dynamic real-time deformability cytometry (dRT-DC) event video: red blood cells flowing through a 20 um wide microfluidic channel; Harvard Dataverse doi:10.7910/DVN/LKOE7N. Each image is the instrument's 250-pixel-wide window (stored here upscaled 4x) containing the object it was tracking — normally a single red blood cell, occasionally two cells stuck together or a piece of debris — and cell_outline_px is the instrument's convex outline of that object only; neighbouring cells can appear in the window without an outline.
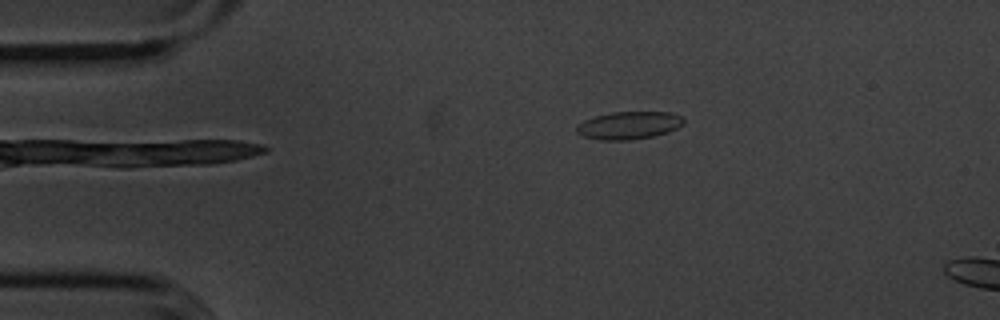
{"species": "common noctule bat (a hibernating species)", "species_latin": "Nyctalus noctula", "temperature_condition": "cold", "stored_images_in_passage": 7, "camera_frame_rate_fps": 3000, "um_per_image_px": 0.085, "animal": {"sex": "male", "body_mass_g": 20.1, "forearm_length_mm": 53.5}, "frame": {"image": 1, "passage_image": 1, "time_ms": 0.0, "image_size_px": [1000, 320], "cell_outline_px": [[684, 124], [668, 132], [652, 136], [628, 140], [600, 140], [584, 136], [576, 132], [576, 128], [584, 120], [596, 116], [612, 112], [672, 112], [680, 116], [684, 120]], "centroid_in_image_um": [53.47, 10.65], "position_along_channel_um": 31.5, "area_um2": 17.11}}